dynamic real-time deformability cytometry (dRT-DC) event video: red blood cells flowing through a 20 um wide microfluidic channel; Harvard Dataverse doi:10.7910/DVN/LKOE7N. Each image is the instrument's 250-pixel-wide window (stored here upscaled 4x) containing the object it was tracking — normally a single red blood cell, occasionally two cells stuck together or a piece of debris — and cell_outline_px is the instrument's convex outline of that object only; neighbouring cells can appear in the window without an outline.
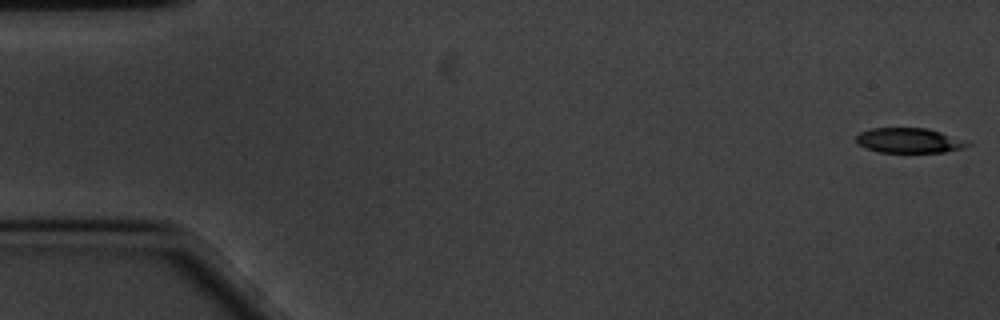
{"species": "common noctule bat (a hibernating species)", "species_latin": "Nyctalus noctula", "temperature_condition": "cold", "stored_images_in_passage": 54, "camera_frame_rate_fps": 3000, "um_per_image_px": 0.085, "animal": {"sex": "male", "body_mass_g": 20.1, "forearm_length_mm": 53.5}, "frame": {"image": 1, "passage_image": 1, "time_ms": 0.0, "image_size_px": [1000, 320], "cell_outline_px": [[972, 144], [960, 148], [944, 152], [880, 152], [868, 148], [860, 144], [856, 140], [856, 136], [860, 132], [872, 128], [928, 128], [940, 132]], "centroid_in_image_um": [77.23, 11.93], "position_along_channel_um": 7.8, "area_um2": 15.72}}
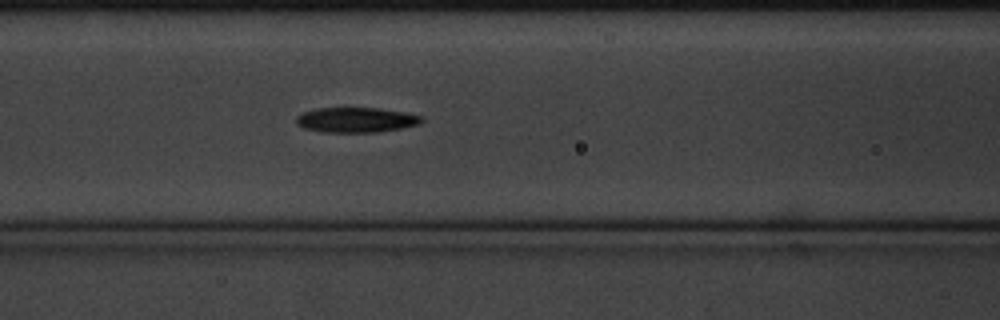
{"frame": {"image": 2, "passage_image": 24, "time_ms": 7.667, "image_size_px": [1000, 320], "cell_outline_px": [[424, 120], [420, 124], [400, 128], [376, 132], [320, 132], [304, 128], [296, 124], [296, 116], [304, 112], [316, 108], [380, 108], [404, 112], [420, 116]], "centroid_in_image_um": [30.24, 10.19], "position_along_channel_um": 136.4, "area_um2": 18.26}}
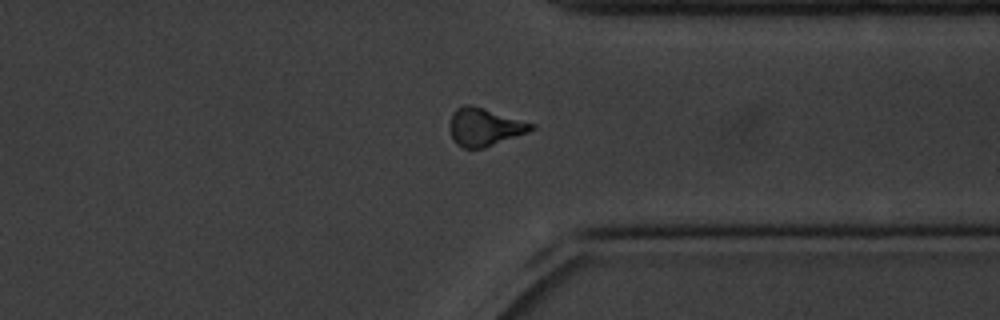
{"frame": {"image": 3, "passage_image": 45, "time_ms": 14.667, "image_size_px": [1000, 320], "cell_outline_px": [[536, 128], [528, 132], [484, 148], [464, 148], [456, 144], [448, 128], [452, 112], [456, 108], [464, 104], [468, 104], [536, 124]], "centroid_in_image_um": [41.16, 10.8], "position_along_channel_um": 370.2, "area_um2": 17.92}}